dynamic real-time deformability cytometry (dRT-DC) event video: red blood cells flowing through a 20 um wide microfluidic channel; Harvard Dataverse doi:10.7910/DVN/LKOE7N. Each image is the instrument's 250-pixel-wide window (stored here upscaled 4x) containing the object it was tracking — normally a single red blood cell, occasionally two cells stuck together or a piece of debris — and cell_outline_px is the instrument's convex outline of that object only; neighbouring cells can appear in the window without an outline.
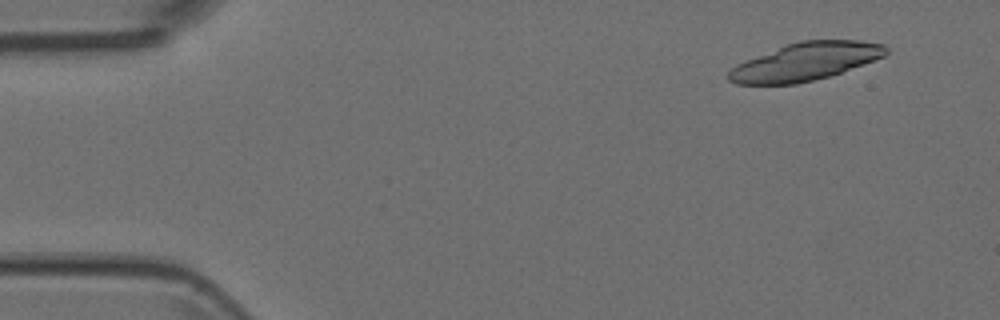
{"species": "Egyptian fruit bat (a non-hibernating species)", "species_latin": "Rousettus aegyptiacus", "temperature_condition": "room temperature", "stored_images_in_passage": 8, "camera_frame_rate_fps": 3000, "um_per_image_px": 0.085, "animal": {"sex": "female"}, "frame": {"image": 1, "passage_image": 1, "time_ms": 0.0, "image_size_px": [1000, 320], "cell_outline_px": [[888, 52], [884, 56], [840, 72], [828, 76], [796, 84], [736, 84], [728, 80], [728, 72], [736, 64], [744, 60], [788, 44], [800, 40], [860, 40], [884, 44], [888, 48]], "centroid_in_image_um": [68.44, 5.23], "position_along_channel_um": 16.6, "area_um2": 34.33}}
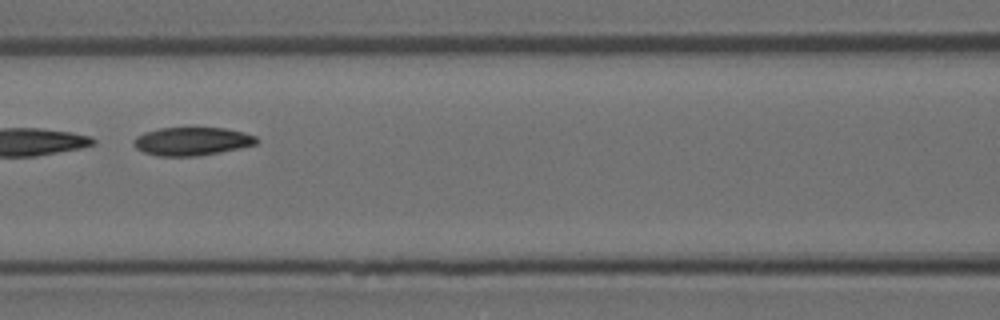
{"frame": {"image": 2, "passage_image": 6, "time_ms": 1.667, "image_size_px": [1000, 320], "cell_outline_px": [[260, 140], [256, 144], [220, 152], [196, 156], [156, 156], [144, 152], [136, 148], [132, 144], [132, 140], [136, 136], [144, 132], [160, 128], [224, 128], [256, 136]], "centroid_in_image_um": [16.27, 12.01], "position_along_channel_um": 150.3, "area_um2": 20.17}}
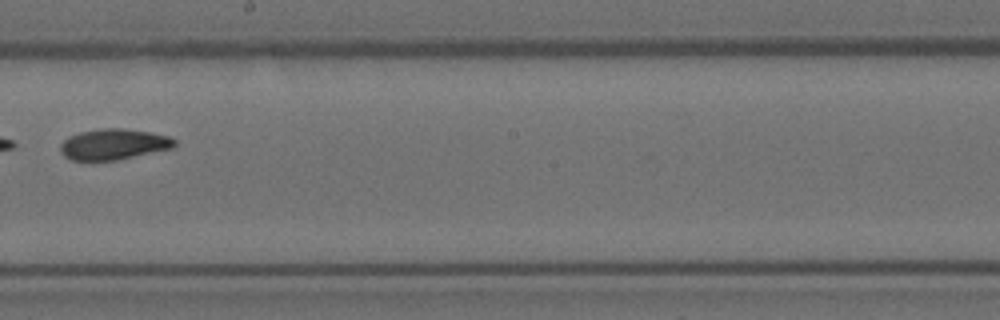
{"frame": {"image": 3, "passage_image": 8, "time_ms": 2.333, "image_size_px": [1000, 320], "cell_outline_px": [[176, 144], [172, 148], [116, 160], [72, 160], [64, 156], [60, 152], [60, 144], [68, 136], [80, 132], [100, 128], [124, 128], [148, 132], [168, 136], [176, 140]], "centroid_in_image_um": [9.62, 12.26], "position_along_channel_um": 238.6, "area_um2": 20.4}}